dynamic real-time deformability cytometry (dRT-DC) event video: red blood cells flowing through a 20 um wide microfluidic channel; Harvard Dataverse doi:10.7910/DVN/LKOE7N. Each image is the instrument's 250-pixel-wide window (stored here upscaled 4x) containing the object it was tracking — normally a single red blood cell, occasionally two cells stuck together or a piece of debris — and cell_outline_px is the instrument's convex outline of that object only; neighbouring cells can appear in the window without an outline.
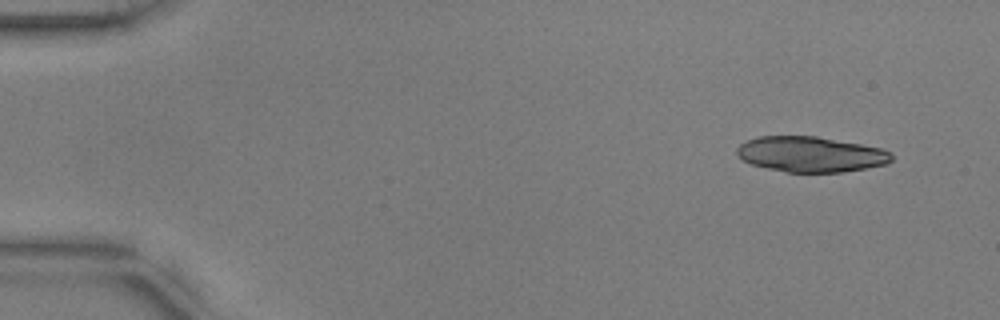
{"species": "common noctule bat (a hibernating species)", "species_latin": "Nyctalus noctula", "temperature_condition": "warm", "stored_images_in_passage": 51, "camera_frame_rate_fps": 3000, "um_per_image_px": 0.085, "animal": {"sex": "male", "body_mass_g": 17.9, "forearm_length_mm": 54.2}, "frame": {"image": 1, "passage_image": 1, "time_ms": 0.0, "image_size_px": [1000, 320], "cell_outline_px": [[892, 160], [888, 164], [840, 172], [788, 172], [768, 168], [752, 164], [736, 156], [736, 148], [740, 144], [748, 140], [760, 136], [816, 136], [860, 144], [880, 148], [888, 152], [892, 156]], "centroid_in_image_um": [68.88, 13.11], "position_along_channel_um": 16.1, "area_um2": 31.67}}
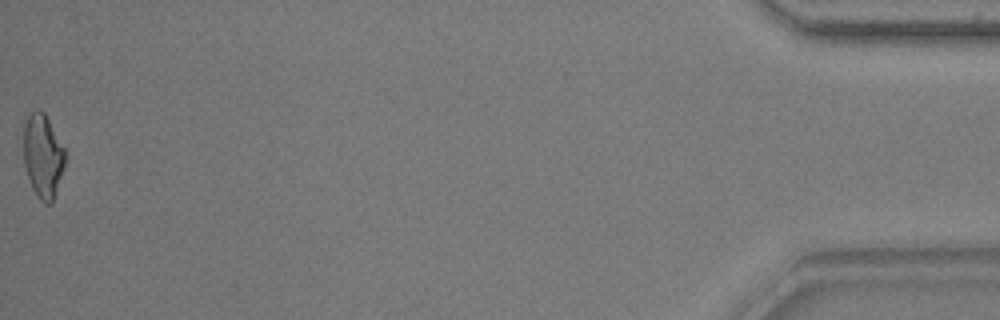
{"frame": {"image": 2, "passage_image": 51, "time_ms": 16.667, "image_size_px": [1000, 320], "cell_outline_px": [[64, 168], [52, 204], [44, 204], [36, 196], [32, 188], [24, 164], [24, 124], [28, 116], [36, 108], [40, 108], [44, 112], [64, 148]], "centroid_in_image_um": [3.64, 13.27], "position_along_channel_um": 431.6, "area_um2": 20.17}, "authors_computed_cell_mechanics": {"area_um2": 20.6346, "velocity_mm_per_s": 3.7819, "shape_relaxation_time_tau1_ms": 4.871, "shape_relaxation_time_tau2_ms": 2.0092, "deformation_change_tau1": 0.2003, "deformation_change_tau2": 0.1124}}